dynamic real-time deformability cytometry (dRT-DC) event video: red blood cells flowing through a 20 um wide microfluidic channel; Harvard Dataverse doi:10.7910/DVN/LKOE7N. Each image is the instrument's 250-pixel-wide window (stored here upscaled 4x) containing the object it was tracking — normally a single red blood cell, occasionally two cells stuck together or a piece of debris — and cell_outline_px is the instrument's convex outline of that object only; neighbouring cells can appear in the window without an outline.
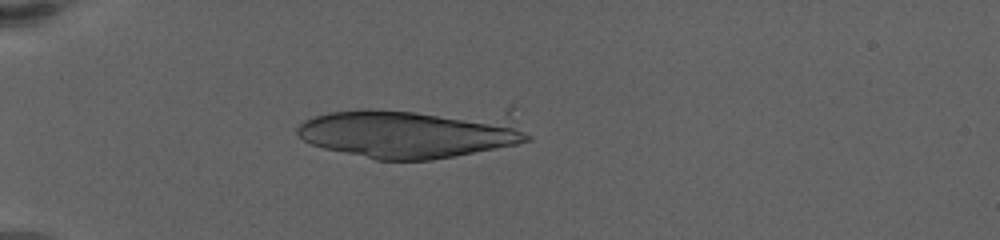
{"species": "human", "species_latin": "Homo sapiens", "temperature_condition": "warm", "stored_images_in_passage": 20, "camera_frame_rate_fps": 3000, "um_per_image_px": 0.085, "donor": {"sex": "female"}, "frame": {"image": 1, "passage_image": 11, "time_ms": 6.0, "image_size_px": [1000, 240], "cell_outline_px": [[532, 140], [516, 144], [432, 160], [376, 160], [324, 148], [312, 144], [304, 140], [296, 132], [296, 128], [304, 120], [328, 112], [368, 108], [412, 112], [504, 124], [532, 136]], "centroid_in_image_um": [34.41, 11.44], "position_along_channel_um": 50.6, "area_um2": 61.21}}